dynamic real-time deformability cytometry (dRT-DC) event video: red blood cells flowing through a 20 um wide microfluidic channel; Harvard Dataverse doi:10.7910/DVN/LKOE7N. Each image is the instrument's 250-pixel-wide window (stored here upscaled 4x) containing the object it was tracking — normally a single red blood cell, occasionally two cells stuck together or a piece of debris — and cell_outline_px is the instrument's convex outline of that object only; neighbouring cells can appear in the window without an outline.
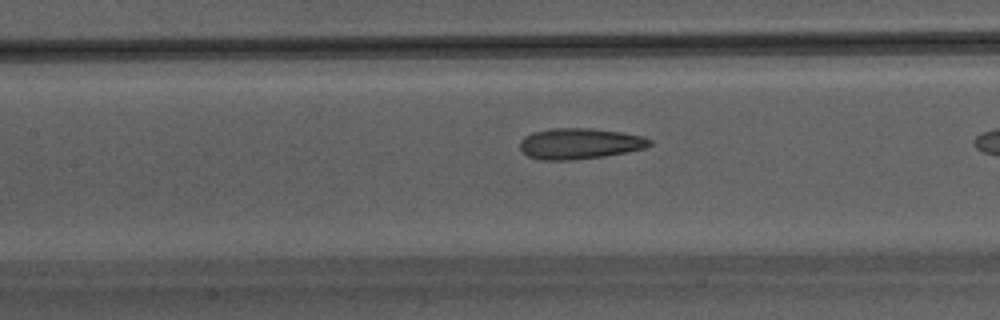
{"species": "Egyptian fruit bat (a non-hibernating species)", "species_latin": "Rousettus aegyptiacus", "temperature_condition": "warm", "stored_images_in_passage": 9, "camera_frame_rate_fps": 3000, "um_per_image_px": 0.085, "animal": {"sex": "male"}, "frame": {"image": 1, "passage_image": 8, "time_ms": 2.333, "image_size_px": [1000, 320], "cell_outline_px": [[652, 144], [644, 148], [604, 156], [572, 160], [544, 160], [528, 156], [520, 148], [520, 140], [524, 136], [532, 132], [552, 128], [592, 128], [620, 132], [644, 136], [652, 140]], "centroid_in_image_um": [49.26, 12.2], "position_along_channel_um": 158.1, "area_um2": 23.29}}